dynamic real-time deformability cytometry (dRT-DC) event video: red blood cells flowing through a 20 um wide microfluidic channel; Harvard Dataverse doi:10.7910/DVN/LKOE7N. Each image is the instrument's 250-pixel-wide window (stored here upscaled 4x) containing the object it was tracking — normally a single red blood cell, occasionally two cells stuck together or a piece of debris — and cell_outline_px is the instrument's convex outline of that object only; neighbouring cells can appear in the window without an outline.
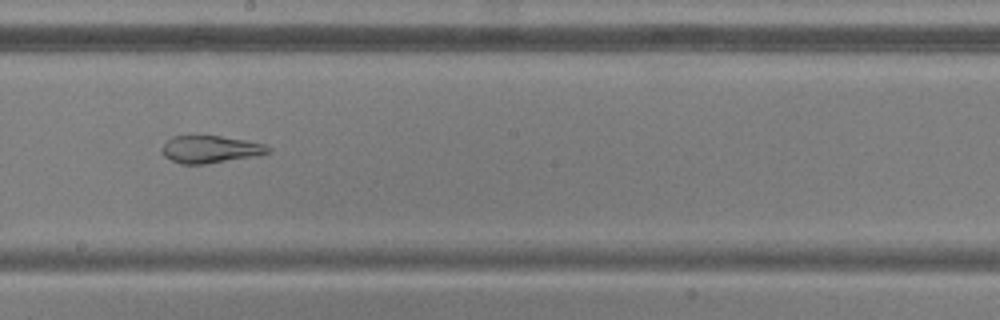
{"species": "common noctule bat (a hibernating species)", "species_latin": "Nyctalus noctula", "temperature_condition": "warm", "stored_images_in_passage": 52, "segment_of_instrument_passage": [2, 2], "camera_frame_rate_fps": 3000, "um_per_image_px": 0.085, "animal": {"sex": "male", "body_mass_g": 20.5, "forearm_length_mm": 52.5}, "frame": {"image": 1, "passage_image": 28, "time_ms": 9.0, "image_size_px": [1000, 320], "cell_outline_px": [[272, 152], [260, 156], [204, 164], [180, 164], [164, 156], [160, 152], [160, 148], [172, 136], [220, 136], [244, 140], [264, 144], [272, 148]], "centroid_in_image_um": [17.91, 12.7], "position_along_channel_um": 230.3, "area_um2": 17.11}}
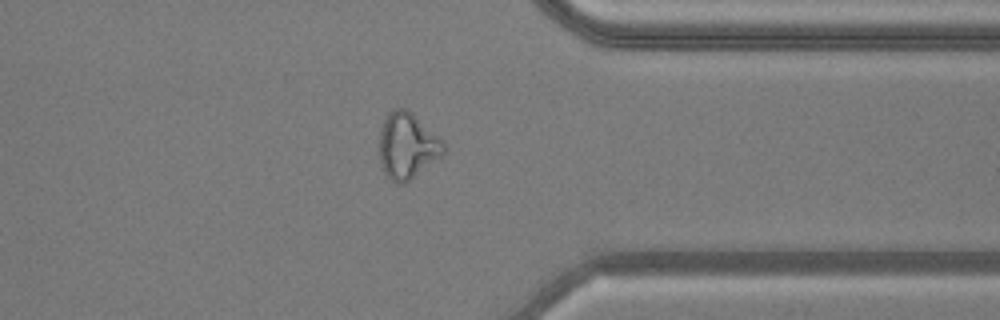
{"frame": {"image": 2, "passage_image": 40, "time_ms": 13.0, "image_size_px": [1000, 320], "cell_outline_px": [[448, 148], [440, 156], [404, 184], [396, 184], [384, 172], [380, 160], [380, 132], [384, 120], [388, 112], [392, 108], [408, 108], [440, 136], [444, 140]], "centroid_in_image_um": [34.65, 12.34], "position_along_channel_um": 376.8, "area_um2": 24.85}}
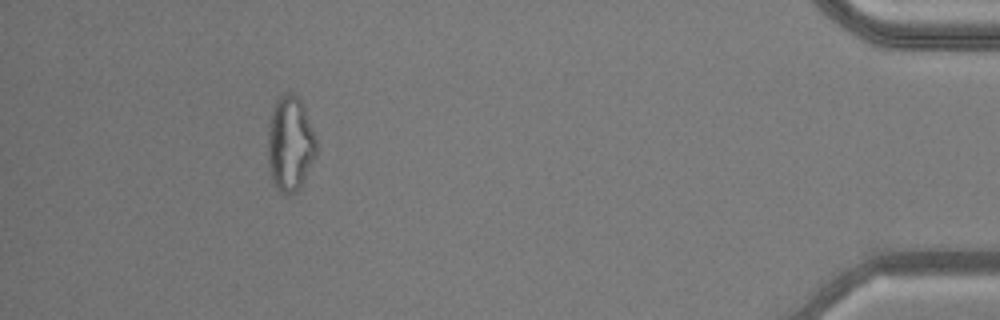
{"frame": {"image": 3, "passage_image": 47, "time_ms": 15.333, "image_size_px": [1000, 320], "cell_outline_px": [[316, 156], [300, 188], [296, 192], [288, 196], [280, 192], [276, 188], [272, 180], [268, 168], [268, 124], [272, 108], [276, 100], [280, 96], [288, 92], [292, 92], [304, 104], [316, 136]], "centroid_in_image_um": [24.66, 12.22], "position_along_channel_um": 410.5, "area_um2": 27.46}}